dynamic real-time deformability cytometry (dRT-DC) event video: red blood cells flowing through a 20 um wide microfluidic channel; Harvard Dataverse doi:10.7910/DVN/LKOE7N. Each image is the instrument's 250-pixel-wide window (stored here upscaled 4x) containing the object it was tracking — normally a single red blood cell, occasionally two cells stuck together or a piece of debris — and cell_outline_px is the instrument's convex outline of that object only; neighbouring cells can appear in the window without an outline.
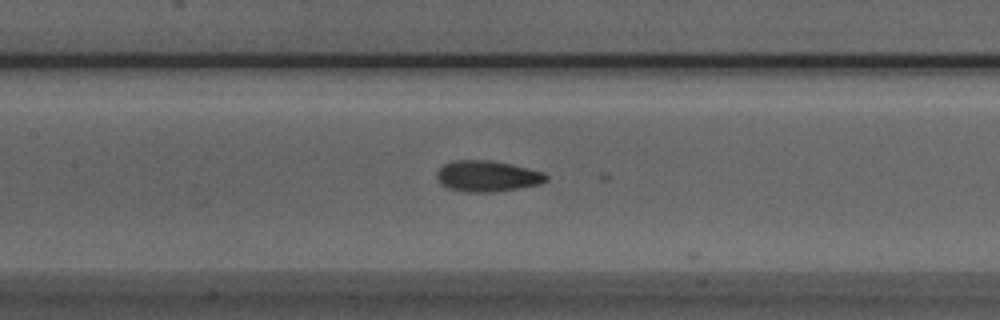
{"species": "Egyptian fruit bat (a non-hibernating species)", "species_latin": "Rousettus aegyptiacus", "temperature_condition": "room temperature", "stored_images_in_passage": 17, "camera_frame_rate_fps": 3000, "um_per_image_px": 0.085, "animal": {"sex": "male"}, "frame": {"image": 1, "passage_image": 10, "time_ms": 3.0, "image_size_px": [1000, 320], "cell_outline_px": [[548, 180], [540, 184], [492, 192], [468, 192], [448, 188], [440, 184], [436, 176], [436, 172], [444, 164], [452, 160], [492, 160], [512, 164], [544, 172], [548, 176]], "centroid_in_image_um": [41.41, 14.96], "position_along_channel_um": 166.0, "area_um2": 19.83}}
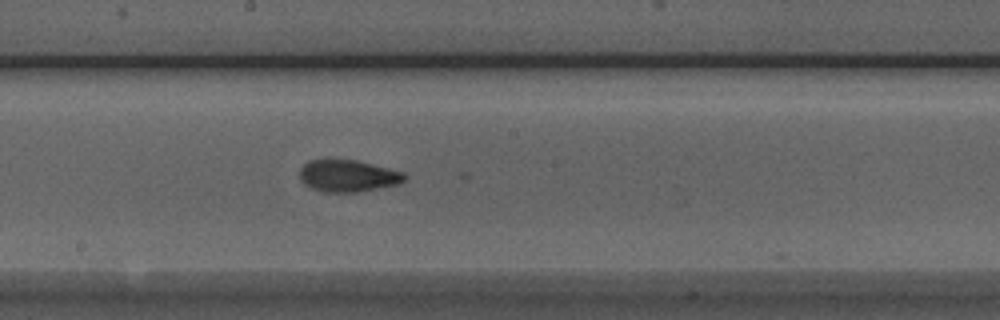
{"frame": {"image": 2, "passage_image": 14, "time_ms": 4.333, "image_size_px": [1000, 320], "cell_outline_px": [[408, 176], [400, 184], [356, 192], [324, 192], [312, 188], [304, 184], [300, 180], [300, 168], [308, 160], [328, 156], [356, 160], [404, 172]], "centroid_in_image_um": [29.53, 14.9], "position_along_channel_um": 218.7, "area_um2": 20.17}}